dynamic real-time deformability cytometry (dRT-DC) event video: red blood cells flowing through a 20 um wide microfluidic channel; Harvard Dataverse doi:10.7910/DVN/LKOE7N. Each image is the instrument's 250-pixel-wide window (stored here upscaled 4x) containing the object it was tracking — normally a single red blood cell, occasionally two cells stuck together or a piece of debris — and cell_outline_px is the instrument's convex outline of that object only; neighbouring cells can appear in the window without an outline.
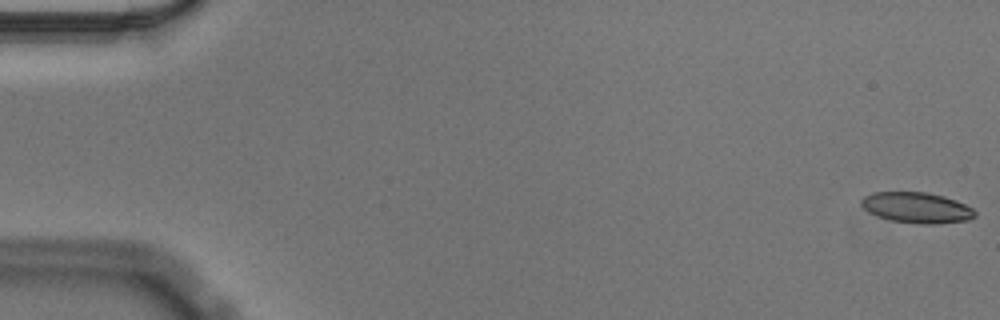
{"species": "Egyptian fruit bat (a non-hibernating species)", "species_latin": "Rousettus aegyptiacus", "temperature_condition": "cold", "stored_images_in_passage": 57, "camera_frame_rate_fps": 3000, "um_per_image_px": 0.085, "animal": {"sex": "male"}, "frame": {"image": 1, "passage_image": 1, "time_ms": 0.0, "image_size_px": [1000, 320], "cell_outline_px": [[976, 216], [968, 220], [932, 224], [924, 224], [892, 220], [876, 216], [868, 212], [860, 204], [860, 200], [864, 196], [872, 192], [924, 192], [944, 196], [956, 200], [972, 208], [976, 212]], "centroid_in_image_um": [77.9, 17.64], "position_along_channel_um": 7.1, "area_um2": 20.29}}
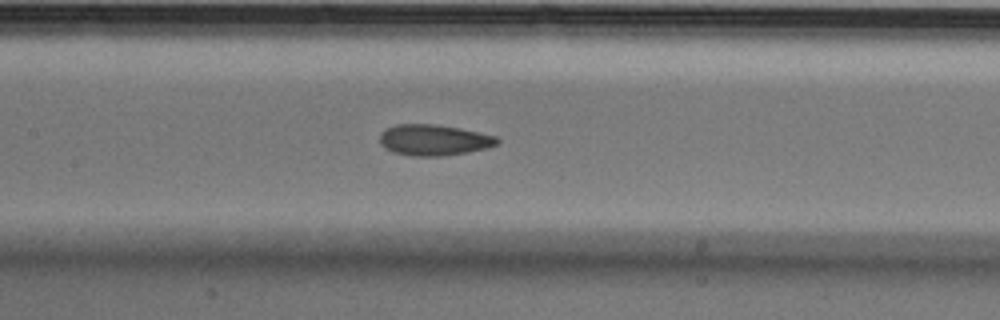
{"frame": {"image": 2, "passage_image": 27, "time_ms": 8.667, "image_size_px": [1000, 320], "cell_outline_px": [[500, 140], [496, 144], [488, 148], [468, 152], [444, 156], [412, 156], [392, 152], [384, 148], [380, 144], [380, 132], [396, 124], [436, 124], [460, 128], [496, 136]], "centroid_in_image_um": [36.86, 11.9], "position_along_channel_um": 170.5, "area_um2": 21.33}}
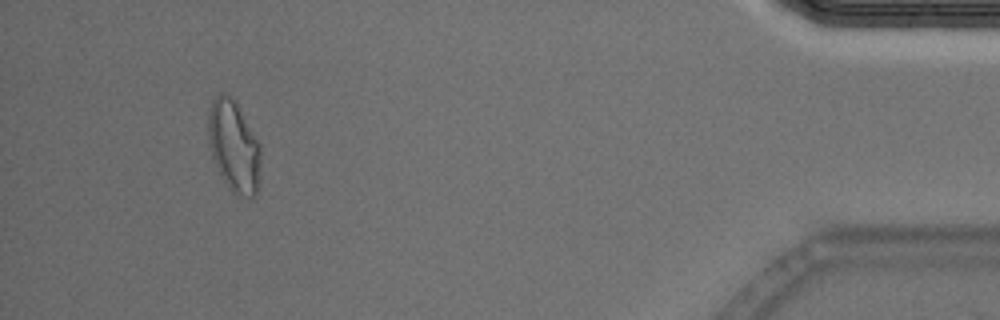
{"frame": {"image": 3, "passage_image": 53, "time_ms": 17.333, "image_size_px": [1000, 320], "cell_outline_px": [[260, 184], [256, 196], [252, 200], [248, 200], [232, 192], [228, 188], [212, 156], [208, 144], [208, 112], [212, 100], [220, 92], [224, 92], [236, 104], [260, 144]], "centroid_in_image_um": [19.89, 12.52], "position_along_channel_um": 415.3, "area_um2": 28.09}, "authors_computed_cell_mechanics": {"area_um2": 21.3282, "velocity_mm_per_s": 3.5593, "shape_relaxation_time_tau1_ms": null, "shape_relaxation_time_tau2_ms": 2.6074, "deformation_change_tau1": null, "deformation_change_tau2": 0.0853}}